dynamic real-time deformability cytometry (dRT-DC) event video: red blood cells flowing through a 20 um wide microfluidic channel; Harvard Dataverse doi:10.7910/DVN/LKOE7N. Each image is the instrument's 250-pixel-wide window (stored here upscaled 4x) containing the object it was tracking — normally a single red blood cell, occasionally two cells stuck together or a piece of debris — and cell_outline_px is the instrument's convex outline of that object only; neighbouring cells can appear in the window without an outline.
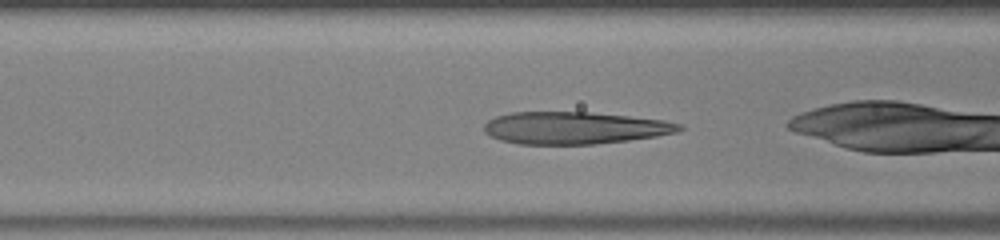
{"species": "human", "species_latin": "Homo sapiens", "temperature_condition": "warm", "stored_images_in_passage": 16, "camera_frame_rate_fps": 3000, "um_per_image_px": 0.085, "donor": {"sex": "male"}, "frame": {"image": 1, "passage_image": 3, "time_ms": 0.667, "image_size_px": [1000, 240], "cell_outline_px": [[684, 128], [676, 132], [656, 136], [628, 140], [592, 144], [520, 144], [500, 140], [484, 132], [484, 124], [488, 120], [496, 116], [512, 112], [592, 112], [664, 120], [684, 124]], "centroid_in_image_um": [48.84, 10.86], "position_along_channel_um": 117.8, "area_um2": 36.65}}
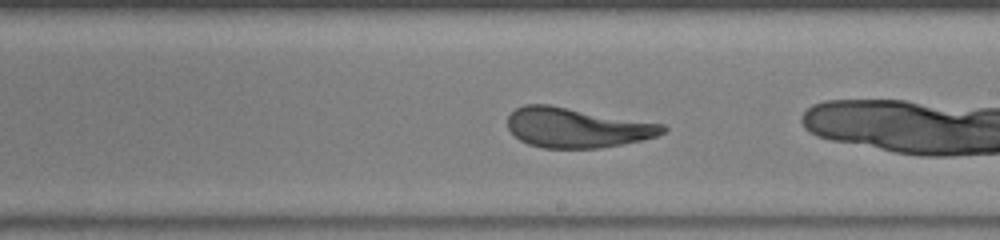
{"frame": {"image": 2, "passage_image": 12, "time_ms": 3.667, "image_size_px": [1000, 240], "cell_outline_px": [[668, 128], [664, 132], [656, 136], [640, 140], [600, 148], [544, 148], [528, 144], [520, 140], [508, 128], [508, 116], [516, 108], [524, 104], [548, 104], [664, 124]], "centroid_in_image_um": [49.01, 10.84], "position_along_channel_um": 240.0, "area_um2": 35.84}}